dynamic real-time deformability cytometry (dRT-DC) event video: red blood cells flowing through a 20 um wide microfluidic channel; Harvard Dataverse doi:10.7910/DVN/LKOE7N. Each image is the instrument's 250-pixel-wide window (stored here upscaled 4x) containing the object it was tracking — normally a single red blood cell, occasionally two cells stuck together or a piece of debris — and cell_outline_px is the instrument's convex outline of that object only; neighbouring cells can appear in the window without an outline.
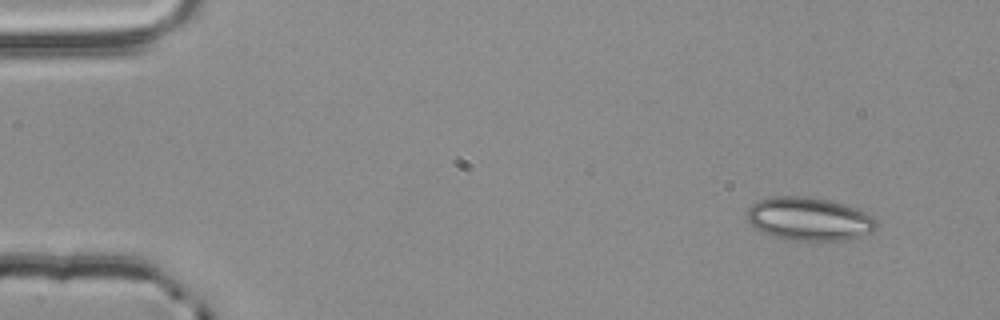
{"species": "common noctule bat (a hibernating species)", "species_latin": "Nyctalus noctula", "temperature_condition": "room temperature", "stored_images_in_passage": 3, "camera_frame_rate_fps": 3000, "um_per_image_px": 0.085, "animal": {"sex": "male", "body_mass_g": 20.4}, "frame": {"image": 1, "passage_image": 1, "time_ms": 0.0, "image_size_px": [1000, 320], "cell_outline_px": [[876, 228], [872, 232], [848, 240], [792, 240], [776, 236], [764, 232], [756, 228], [748, 220], [748, 208], [752, 204], [760, 200], [772, 196], [804, 196], [828, 200], [844, 204], [856, 208], [876, 216]], "centroid_in_image_um": [68.83, 18.6], "position_along_channel_um": 16.2, "area_um2": 32.43}}